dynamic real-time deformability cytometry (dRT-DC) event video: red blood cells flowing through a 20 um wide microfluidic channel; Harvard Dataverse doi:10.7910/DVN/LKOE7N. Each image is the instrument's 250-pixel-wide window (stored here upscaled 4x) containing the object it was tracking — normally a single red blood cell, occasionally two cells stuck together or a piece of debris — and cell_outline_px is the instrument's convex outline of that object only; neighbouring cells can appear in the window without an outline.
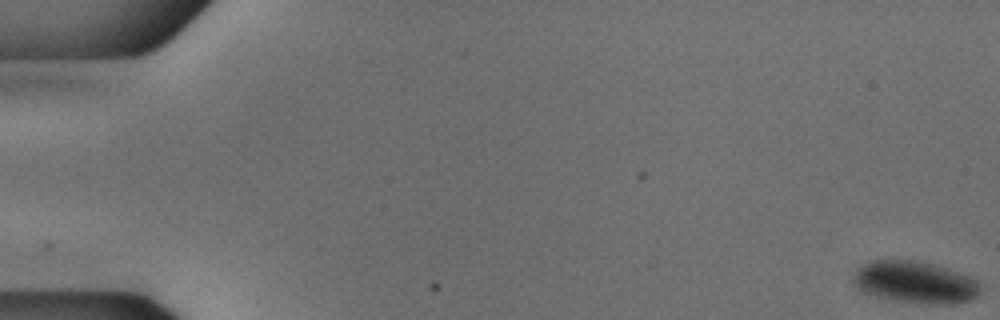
{"species": "common noctule bat (a hibernating species)", "species_latin": "Nyctalus noctula", "temperature_condition": "cold", "stored_images_in_passage": 55, "camera_frame_rate_fps": 3000, "um_per_image_px": 0.085, "animal": {"sex": "male", "body_mass_g": 18.8}, "frame": {"image": 1, "passage_image": 1, "time_ms": 0.0, "image_size_px": [1000, 320], "cell_outline_px": [[980, 292], [976, 296], [968, 300], [952, 304], [924, 304], [892, 300], [864, 292], [852, 280], [852, 272], [864, 264], [872, 260], [916, 260], [948, 268], [968, 276], [976, 280], [980, 284]], "centroid_in_image_um": [77.77, 23.99], "position_along_channel_um": 7.2, "area_um2": 31.04}}
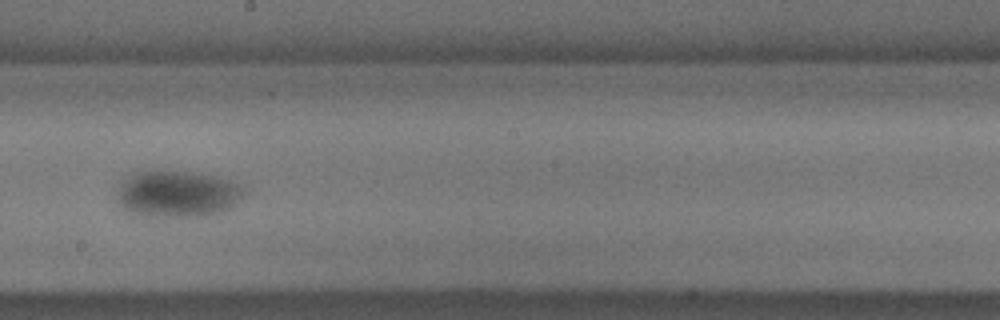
{"frame": {"image": 2, "passage_image": 32, "time_ms": 10.333, "image_size_px": [1000, 320], "cell_outline_px": [[252, 188], [236, 204], [220, 212], [208, 216], [144, 216], [128, 212], [120, 208], [116, 204], [116, 196], [120, 184], [132, 172], [192, 172], [220, 176], [248, 184]], "centroid_in_image_um": [15.18, 16.48], "position_along_channel_um": 233.0, "area_um2": 35.49}}
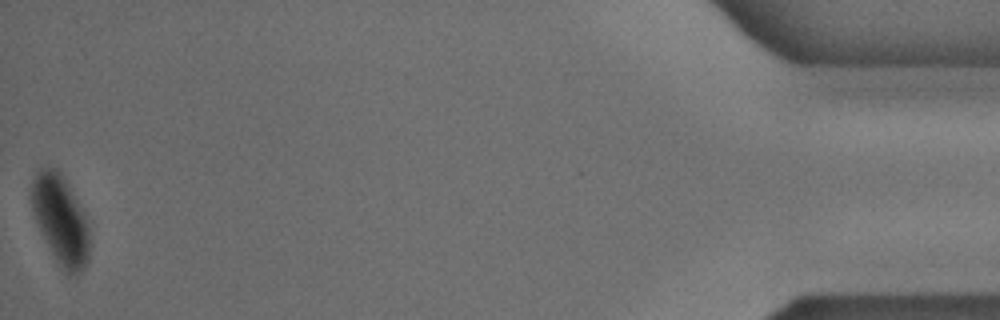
{"frame": {"image": 3, "passage_image": 55, "time_ms": 18.0, "image_size_px": [1000, 320], "cell_outline_px": [[92, 244], [88, 264], [76, 276], [68, 276], [64, 272], [52, 256], [36, 220], [28, 196], [32, 180], [36, 172], [40, 168], [48, 164], [56, 168], [60, 172], [76, 200], [84, 216], [88, 228]], "centroid_in_image_um": [5.14, 18.73], "position_along_channel_um": 430.1, "area_um2": 30.75}}